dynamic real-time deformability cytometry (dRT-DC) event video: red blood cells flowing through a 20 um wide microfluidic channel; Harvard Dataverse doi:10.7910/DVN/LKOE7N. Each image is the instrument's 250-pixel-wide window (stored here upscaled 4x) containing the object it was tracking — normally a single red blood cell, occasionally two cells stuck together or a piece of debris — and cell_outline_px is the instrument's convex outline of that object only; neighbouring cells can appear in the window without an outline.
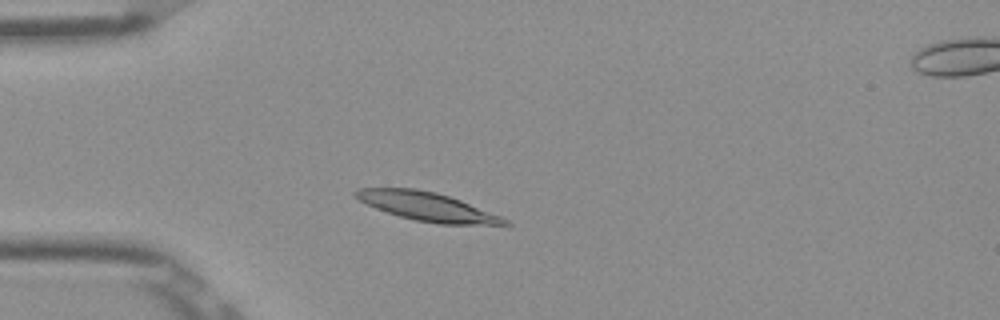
{"species": "Egyptian fruit bat (a non-hibernating species)", "species_latin": "Rousettus aegyptiacus", "temperature_condition": "room temperature", "stored_images_in_passage": 47, "camera_frame_rate_fps": 3000, "um_per_image_px": 0.085, "frame": {"image": 1, "passage_image": 9, "time_ms": 2.667, "image_size_px": [1000, 320], "cell_outline_px": [[512, 224], [440, 224], [416, 220], [400, 216], [376, 208], [360, 200], [352, 192], [360, 188], [416, 188], [436, 192], [460, 200], [500, 216], [508, 220]], "centroid_in_image_um": [36.29, 17.54], "position_along_channel_um": 48.7, "area_um2": 24.28}}
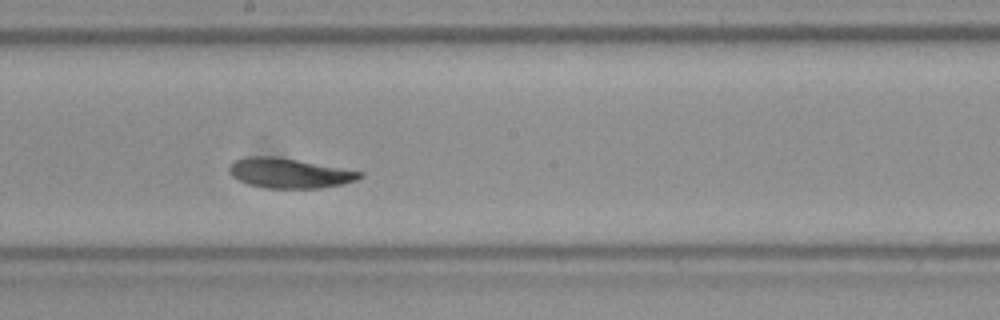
{"frame": {"image": 2, "passage_image": 24, "time_ms": 7.667, "image_size_px": [1000, 320], "cell_outline_px": [[364, 176], [356, 180], [344, 184], [320, 188], [268, 188], [248, 184], [232, 176], [228, 172], [228, 164], [244, 156], [272, 156], [296, 160], [364, 172]], "centroid_in_image_um": [24.57, 14.72], "position_along_channel_um": 223.6, "area_um2": 22.66}}
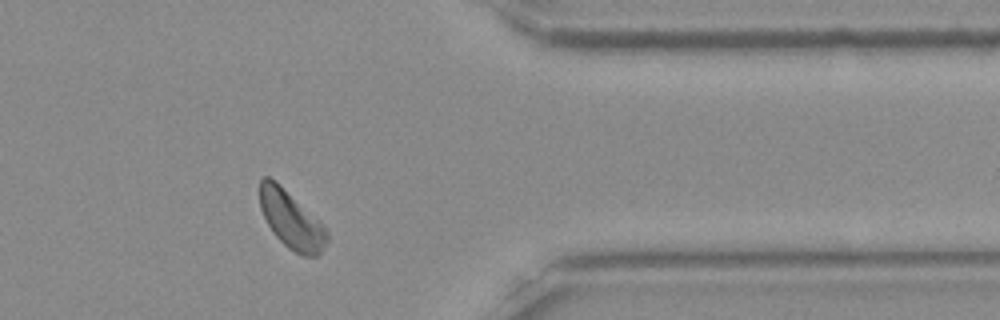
{"frame": {"image": 3, "passage_image": 38, "time_ms": 12.333, "image_size_px": [1000, 320], "cell_outline_px": [[328, 240], [320, 252], [316, 256], [304, 256], [288, 248], [272, 232], [260, 208], [260, 176], [268, 176], [276, 180], [320, 220], [324, 224], [328, 232]], "centroid_in_image_um": [24.76, 18.65], "position_along_channel_um": 386.6, "area_um2": 22.66}, "authors_computed_cell_mechanics": {"area_um2": 23.3512, "velocity_mm_per_s": 3.8197, "shape_relaxation_time_tau1_ms": 5.9382, "shape_relaxation_time_tau2_ms": 2.8203, "deformation_change_tau1": 0.1611, "deformation_change_tau2": 0.0732}}